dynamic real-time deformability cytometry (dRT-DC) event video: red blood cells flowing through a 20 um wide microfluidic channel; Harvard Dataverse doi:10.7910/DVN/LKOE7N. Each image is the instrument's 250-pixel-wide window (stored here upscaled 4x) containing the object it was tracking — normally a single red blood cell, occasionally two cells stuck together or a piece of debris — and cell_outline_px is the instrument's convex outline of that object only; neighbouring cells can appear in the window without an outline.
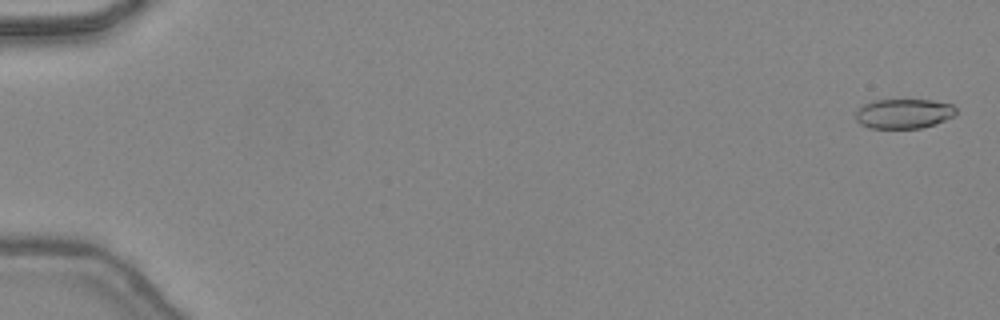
{"species": "common noctule bat (a hibernating species)", "species_latin": "Nyctalus noctula", "temperature_condition": "warm", "stored_images_in_passage": 48, "camera_frame_rate_fps": 3000, "um_per_image_px": 0.085, "animal": {"sex": "female", "body_mass_g": 24.6, "forearm_length_mm": 56.2}, "frame": {"image": 1, "passage_image": 2, "time_ms": 0.333, "image_size_px": [1000, 320], "cell_outline_px": [[956, 116], [920, 128], [868, 128], [860, 124], [856, 120], [856, 112], [864, 104], [872, 100], [932, 100], [952, 104], [956, 108]], "centroid_in_image_um": [76.82, 9.65], "position_along_channel_um": 8.2, "area_um2": 17.34}}
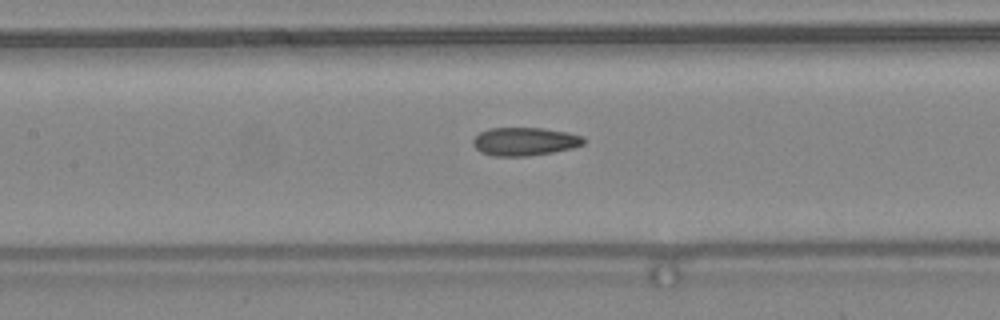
{"frame": {"image": 2, "passage_image": 24, "time_ms": 7.667, "image_size_px": [1000, 320], "cell_outline_px": [[584, 144], [572, 148], [552, 152], [528, 156], [492, 156], [480, 152], [472, 144], [472, 140], [480, 132], [488, 128], [544, 128], [568, 132], [584, 136]], "centroid_in_image_um": [44.59, 12.02], "position_along_channel_um": 162.8, "area_um2": 18.32}}
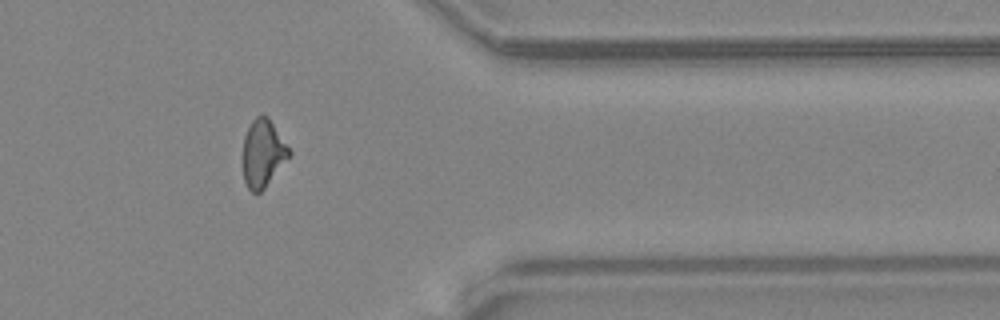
{"frame": {"image": 3, "passage_image": 40, "time_ms": 13.0, "image_size_px": [1000, 320], "cell_outline_px": [[292, 152], [264, 188], [260, 192], [252, 192], [248, 188], [244, 180], [244, 136], [252, 120], [256, 116], [268, 116]], "centroid_in_image_um": [22.35, 13.01], "position_along_channel_um": 389.1, "area_um2": 17.69}}